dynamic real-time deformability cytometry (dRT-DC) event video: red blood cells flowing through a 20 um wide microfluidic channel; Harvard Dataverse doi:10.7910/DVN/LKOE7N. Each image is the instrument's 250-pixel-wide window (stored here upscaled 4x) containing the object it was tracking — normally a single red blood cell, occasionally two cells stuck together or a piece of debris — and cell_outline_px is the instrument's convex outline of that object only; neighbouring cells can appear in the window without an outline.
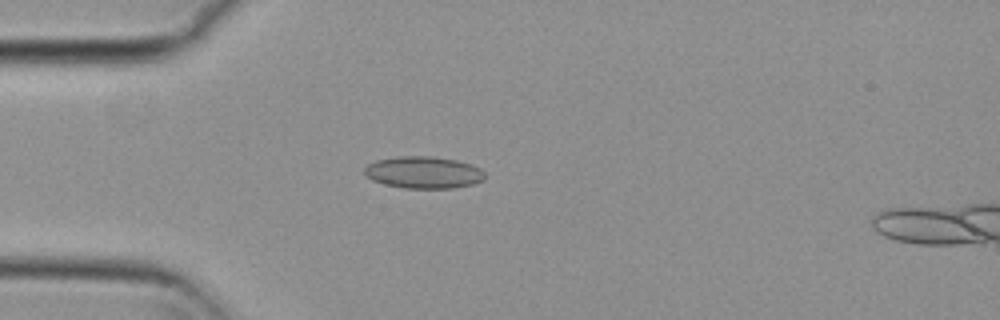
{"species": "common noctule bat (a hibernating species)", "species_latin": "Nyctalus noctula", "temperature_condition": "cold", "stored_images_in_passage": 56, "segment_of_instrument_passage": [1, 2], "camera_frame_rate_fps": 3000, "um_per_image_px": 0.085, "animal": {"sex": "female", "body_mass_g": 29.2, "forearm_length_mm": 56.3}, "frame": {"image": 1, "passage_image": 15, "time_ms": 4.667, "image_size_px": [1000, 320], "cell_outline_px": [[484, 180], [472, 184], [456, 188], [404, 188], [384, 184], [372, 180], [364, 176], [364, 168], [368, 164], [376, 160], [400, 156], [432, 156], [456, 160], [472, 164], [480, 168], [484, 172]], "centroid_in_image_um": [35.99, 14.66], "position_along_channel_um": 49.0, "area_um2": 22.6}}
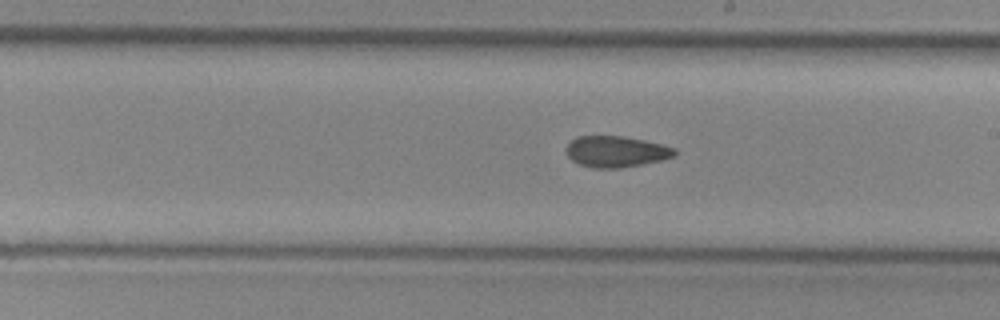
{"frame": {"image": 2, "passage_image": 31, "time_ms": 10.0, "image_size_px": [1000, 320], "cell_outline_px": [[676, 156], [660, 160], [620, 168], [592, 168], [580, 164], [572, 160], [564, 152], [564, 148], [576, 136], [624, 136], [644, 140], [676, 148]], "centroid_in_image_um": [52.33, 12.88], "position_along_channel_um": 236.7, "area_um2": 19.71}}
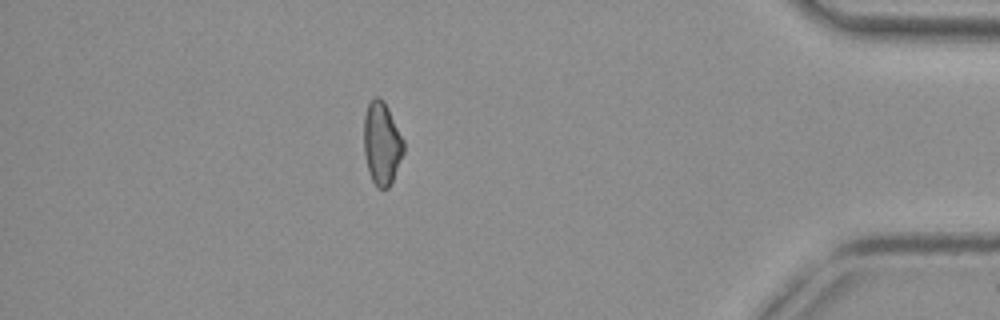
{"frame": {"image": 3, "passage_image": 48, "time_ms": 15.667, "image_size_px": [1000, 320], "cell_outline_px": [[404, 152], [392, 180], [388, 188], [376, 188], [368, 172], [364, 156], [364, 116], [368, 104], [372, 96], [380, 96], [384, 100], [404, 140]], "centroid_in_image_um": [32.44, 12.16], "position_along_channel_um": 402.8, "area_um2": 19.36}}